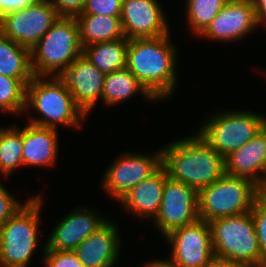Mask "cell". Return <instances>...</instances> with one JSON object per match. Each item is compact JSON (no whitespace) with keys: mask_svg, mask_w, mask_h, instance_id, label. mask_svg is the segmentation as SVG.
Masks as SVG:
<instances>
[{"mask_svg":"<svg viewBox=\"0 0 266 267\" xmlns=\"http://www.w3.org/2000/svg\"><path fill=\"white\" fill-rule=\"evenodd\" d=\"M170 34L128 41L126 68L157 103L173 97L178 86L176 66L180 62L177 61L179 49Z\"/></svg>","mask_w":266,"mask_h":267,"instance_id":"obj_1","label":"cell"},{"mask_svg":"<svg viewBox=\"0 0 266 267\" xmlns=\"http://www.w3.org/2000/svg\"><path fill=\"white\" fill-rule=\"evenodd\" d=\"M160 148L162 166L168 177L198 192L226 174L225 158L196 131L189 136L172 139Z\"/></svg>","mask_w":266,"mask_h":267,"instance_id":"obj_2","label":"cell"},{"mask_svg":"<svg viewBox=\"0 0 266 267\" xmlns=\"http://www.w3.org/2000/svg\"><path fill=\"white\" fill-rule=\"evenodd\" d=\"M32 112L39 117L32 116ZM24 114L27 115L26 123L57 130L58 127L61 129L60 126L70 127L74 131L84 130L83 125L88 119L58 76L32 78L26 86Z\"/></svg>","mask_w":266,"mask_h":267,"instance_id":"obj_3","label":"cell"},{"mask_svg":"<svg viewBox=\"0 0 266 267\" xmlns=\"http://www.w3.org/2000/svg\"><path fill=\"white\" fill-rule=\"evenodd\" d=\"M44 202L37 193L0 227V267H29L38 248L43 254L46 246L41 242L40 218Z\"/></svg>","mask_w":266,"mask_h":267,"instance_id":"obj_4","label":"cell"},{"mask_svg":"<svg viewBox=\"0 0 266 267\" xmlns=\"http://www.w3.org/2000/svg\"><path fill=\"white\" fill-rule=\"evenodd\" d=\"M221 110L210 112L204 117L196 132L225 158L248 143L266 126V113L234 108Z\"/></svg>","mask_w":266,"mask_h":267,"instance_id":"obj_5","label":"cell"},{"mask_svg":"<svg viewBox=\"0 0 266 267\" xmlns=\"http://www.w3.org/2000/svg\"><path fill=\"white\" fill-rule=\"evenodd\" d=\"M82 52L75 17L60 16L30 50L33 75L58 76Z\"/></svg>","mask_w":266,"mask_h":267,"instance_id":"obj_6","label":"cell"},{"mask_svg":"<svg viewBox=\"0 0 266 267\" xmlns=\"http://www.w3.org/2000/svg\"><path fill=\"white\" fill-rule=\"evenodd\" d=\"M214 256L246 267H261V250L251 212L209 222Z\"/></svg>","mask_w":266,"mask_h":267,"instance_id":"obj_7","label":"cell"},{"mask_svg":"<svg viewBox=\"0 0 266 267\" xmlns=\"http://www.w3.org/2000/svg\"><path fill=\"white\" fill-rule=\"evenodd\" d=\"M199 219L218 218L251 212L256 201V184L247 178L225 174L198 192Z\"/></svg>","mask_w":266,"mask_h":267,"instance_id":"obj_8","label":"cell"},{"mask_svg":"<svg viewBox=\"0 0 266 267\" xmlns=\"http://www.w3.org/2000/svg\"><path fill=\"white\" fill-rule=\"evenodd\" d=\"M144 153V154H143ZM105 168L101 188L118 203L139 182L152 176L162 166V151H123Z\"/></svg>","mask_w":266,"mask_h":267,"instance_id":"obj_9","label":"cell"},{"mask_svg":"<svg viewBox=\"0 0 266 267\" xmlns=\"http://www.w3.org/2000/svg\"><path fill=\"white\" fill-rule=\"evenodd\" d=\"M60 15L49 0H32L0 17V32L31 50Z\"/></svg>","mask_w":266,"mask_h":267,"instance_id":"obj_10","label":"cell"},{"mask_svg":"<svg viewBox=\"0 0 266 267\" xmlns=\"http://www.w3.org/2000/svg\"><path fill=\"white\" fill-rule=\"evenodd\" d=\"M163 238L170 249L165 260L176 267H205L214 257L210 224L201 219L176 228Z\"/></svg>","mask_w":266,"mask_h":267,"instance_id":"obj_11","label":"cell"},{"mask_svg":"<svg viewBox=\"0 0 266 267\" xmlns=\"http://www.w3.org/2000/svg\"><path fill=\"white\" fill-rule=\"evenodd\" d=\"M198 191L182 182L167 177L159 212L151 222L162 237L170 231L199 219Z\"/></svg>","mask_w":266,"mask_h":267,"instance_id":"obj_12","label":"cell"},{"mask_svg":"<svg viewBox=\"0 0 266 267\" xmlns=\"http://www.w3.org/2000/svg\"><path fill=\"white\" fill-rule=\"evenodd\" d=\"M258 29L253 1L229 0L198 37L200 40L235 44Z\"/></svg>","mask_w":266,"mask_h":267,"instance_id":"obj_13","label":"cell"},{"mask_svg":"<svg viewBox=\"0 0 266 267\" xmlns=\"http://www.w3.org/2000/svg\"><path fill=\"white\" fill-rule=\"evenodd\" d=\"M94 208L75 206L55 227H52L48 237H45V246L49 250L73 251L83 240L102 226L109 216ZM104 215V216H103Z\"/></svg>","mask_w":266,"mask_h":267,"instance_id":"obj_14","label":"cell"},{"mask_svg":"<svg viewBox=\"0 0 266 267\" xmlns=\"http://www.w3.org/2000/svg\"><path fill=\"white\" fill-rule=\"evenodd\" d=\"M160 0H123L121 26L127 39L153 38L171 32Z\"/></svg>","mask_w":266,"mask_h":267,"instance_id":"obj_15","label":"cell"},{"mask_svg":"<svg viewBox=\"0 0 266 267\" xmlns=\"http://www.w3.org/2000/svg\"><path fill=\"white\" fill-rule=\"evenodd\" d=\"M58 77L69 88L74 102L90 117L95 106L101 102L105 74L82 54Z\"/></svg>","mask_w":266,"mask_h":267,"instance_id":"obj_16","label":"cell"},{"mask_svg":"<svg viewBox=\"0 0 266 267\" xmlns=\"http://www.w3.org/2000/svg\"><path fill=\"white\" fill-rule=\"evenodd\" d=\"M115 222L108 219L73 250L85 267H114L118 264L123 241Z\"/></svg>","mask_w":266,"mask_h":267,"instance_id":"obj_17","label":"cell"},{"mask_svg":"<svg viewBox=\"0 0 266 267\" xmlns=\"http://www.w3.org/2000/svg\"><path fill=\"white\" fill-rule=\"evenodd\" d=\"M167 177L166 170L161 166L152 176L136 184L118 202L123 211L135 216L137 222H152L159 212Z\"/></svg>","mask_w":266,"mask_h":267,"instance_id":"obj_18","label":"cell"},{"mask_svg":"<svg viewBox=\"0 0 266 267\" xmlns=\"http://www.w3.org/2000/svg\"><path fill=\"white\" fill-rule=\"evenodd\" d=\"M59 131L30 123L22 127L23 166L55 167L59 153Z\"/></svg>","mask_w":266,"mask_h":267,"instance_id":"obj_19","label":"cell"},{"mask_svg":"<svg viewBox=\"0 0 266 267\" xmlns=\"http://www.w3.org/2000/svg\"><path fill=\"white\" fill-rule=\"evenodd\" d=\"M225 173L257 184L266 176V126L248 143L225 157Z\"/></svg>","mask_w":266,"mask_h":267,"instance_id":"obj_20","label":"cell"},{"mask_svg":"<svg viewBox=\"0 0 266 267\" xmlns=\"http://www.w3.org/2000/svg\"><path fill=\"white\" fill-rule=\"evenodd\" d=\"M136 94L141 95L144 101L156 103L157 100L137 80L127 68L106 74L101 94L102 106L112 109L117 105L129 101ZM132 97V98H131Z\"/></svg>","mask_w":266,"mask_h":267,"instance_id":"obj_21","label":"cell"},{"mask_svg":"<svg viewBox=\"0 0 266 267\" xmlns=\"http://www.w3.org/2000/svg\"><path fill=\"white\" fill-rule=\"evenodd\" d=\"M75 19L78 23L82 46L125 37L120 17L78 14Z\"/></svg>","mask_w":266,"mask_h":267,"instance_id":"obj_22","label":"cell"},{"mask_svg":"<svg viewBox=\"0 0 266 267\" xmlns=\"http://www.w3.org/2000/svg\"><path fill=\"white\" fill-rule=\"evenodd\" d=\"M128 41L124 37L114 41L96 42L83 46L82 54L102 73L110 74L126 68Z\"/></svg>","mask_w":266,"mask_h":267,"instance_id":"obj_23","label":"cell"},{"mask_svg":"<svg viewBox=\"0 0 266 267\" xmlns=\"http://www.w3.org/2000/svg\"><path fill=\"white\" fill-rule=\"evenodd\" d=\"M0 74L19 78L26 85L34 77L30 50L0 32Z\"/></svg>","mask_w":266,"mask_h":267,"instance_id":"obj_24","label":"cell"},{"mask_svg":"<svg viewBox=\"0 0 266 267\" xmlns=\"http://www.w3.org/2000/svg\"><path fill=\"white\" fill-rule=\"evenodd\" d=\"M23 144L21 125L0 127V177L8 179L23 167ZM18 169V170H17Z\"/></svg>","mask_w":266,"mask_h":267,"instance_id":"obj_25","label":"cell"},{"mask_svg":"<svg viewBox=\"0 0 266 267\" xmlns=\"http://www.w3.org/2000/svg\"><path fill=\"white\" fill-rule=\"evenodd\" d=\"M229 0H185V20L197 38Z\"/></svg>","mask_w":266,"mask_h":267,"instance_id":"obj_26","label":"cell"},{"mask_svg":"<svg viewBox=\"0 0 266 267\" xmlns=\"http://www.w3.org/2000/svg\"><path fill=\"white\" fill-rule=\"evenodd\" d=\"M26 84L19 78L0 74V112L23 117L25 110Z\"/></svg>","mask_w":266,"mask_h":267,"instance_id":"obj_27","label":"cell"},{"mask_svg":"<svg viewBox=\"0 0 266 267\" xmlns=\"http://www.w3.org/2000/svg\"><path fill=\"white\" fill-rule=\"evenodd\" d=\"M42 267H85L71 250H49L41 254ZM44 265V266H43Z\"/></svg>","mask_w":266,"mask_h":267,"instance_id":"obj_28","label":"cell"},{"mask_svg":"<svg viewBox=\"0 0 266 267\" xmlns=\"http://www.w3.org/2000/svg\"><path fill=\"white\" fill-rule=\"evenodd\" d=\"M3 179H0V227L12 217L18 210H20L27 201L33 196L31 195L28 199L23 202L17 199L8 189L6 185L2 183Z\"/></svg>","mask_w":266,"mask_h":267,"instance_id":"obj_29","label":"cell"},{"mask_svg":"<svg viewBox=\"0 0 266 267\" xmlns=\"http://www.w3.org/2000/svg\"><path fill=\"white\" fill-rule=\"evenodd\" d=\"M123 0H86L82 13L120 17Z\"/></svg>","mask_w":266,"mask_h":267,"instance_id":"obj_30","label":"cell"},{"mask_svg":"<svg viewBox=\"0 0 266 267\" xmlns=\"http://www.w3.org/2000/svg\"><path fill=\"white\" fill-rule=\"evenodd\" d=\"M251 215L255 224L262 261L266 264V208L254 202Z\"/></svg>","mask_w":266,"mask_h":267,"instance_id":"obj_31","label":"cell"},{"mask_svg":"<svg viewBox=\"0 0 266 267\" xmlns=\"http://www.w3.org/2000/svg\"><path fill=\"white\" fill-rule=\"evenodd\" d=\"M60 16L75 17L82 13L86 0H49Z\"/></svg>","mask_w":266,"mask_h":267,"instance_id":"obj_32","label":"cell"},{"mask_svg":"<svg viewBox=\"0 0 266 267\" xmlns=\"http://www.w3.org/2000/svg\"><path fill=\"white\" fill-rule=\"evenodd\" d=\"M32 0H0V17L8 12L26 6Z\"/></svg>","mask_w":266,"mask_h":267,"instance_id":"obj_33","label":"cell"},{"mask_svg":"<svg viewBox=\"0 0 266 267\" xmlns=\"http://www.w3.org/2000/svg\"><path fill=\"white\" fill-rule=\"evenodd\" d=\"M258 28H266V0H252ZM262 25V26H261Z\"/></svg>","mask_w":266,"mask_h":267,"instance_id":"obj_34","label":"cell"},{"mask_svg":"<svg viewBox=\"0 0 266 267\" xmlns=\"http://www.w3.org/2000/svg\"><path fill=\"white\" fill-rule=\"evenodd\" d=\"M205 267H246L244 264L214 256Z\"/></svg>","mask_w":266,"mask_h":267,"instance_id":"obj_35","label":"cell"},{"mask_svg":"<svg viewBox=\"0 0 266 267\" xmlns=\"http://www.w3.org/2000/svg\"><path fill=\"white\" fill-rule=\"evenodd\" d=\"M256 201L266 208V176L256 184Z\"/></svg>","mask_w":266,"mask_h":267,"instance_id":"obj_36","label":"cell"},{"mask_svg":"<svg viewBox=\"0 0 266 267\" xmlns=\"http://www.w3.org/2000/svg\"><path fill=\"white\" fill-rule=\"evenodd\" d=\"M143 267H176L175 265H172L169 263L167 260H164L163 258L158 259L155 258L154 260H149L147 259L146 262H144Z\"/></svg>","mask_w":266,"mask_h":267,"instance_id":"obj_37","label":"cell"},{"mask_svg":"<svg viewBox=\"0 0 266 267\" xmlns=\"http://www.w3.org/2000/svg\"><path fill=\"white\" fill-rule=\"evenodd\" d=\"M262 73V75L264 76V79H266L265 77H266V72H261Z\"/></svg>","mask_w":266,"mask_h":267,"instance_id":"obj_38","label":"cell"}]
</instances>
